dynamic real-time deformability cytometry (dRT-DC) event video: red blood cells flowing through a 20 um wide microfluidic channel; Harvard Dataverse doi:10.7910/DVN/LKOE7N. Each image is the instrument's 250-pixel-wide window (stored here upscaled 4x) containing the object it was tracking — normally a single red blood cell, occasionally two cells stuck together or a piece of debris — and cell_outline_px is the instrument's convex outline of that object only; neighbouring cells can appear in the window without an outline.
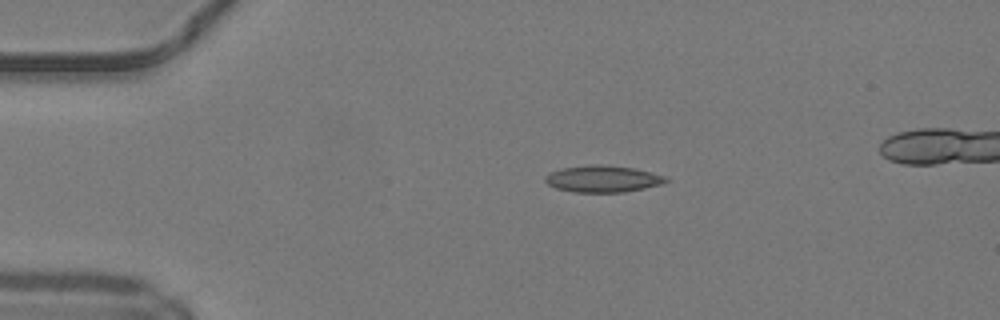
{"species": "common noctule bat (a hibernating species)", "species_latin": "Nyctalus noctula", "temperature_condition": "warm", "stored_images_in_passage": 38, "camera_frame_rate_fps": 3000, "um_per_image_px": 0.085, "animal": {"sex": "male", "body_mass_g": 19.2, "forearm_length_mm": 51.8}, "frame": {"image": 1, "passage_image": 1, "time_ms": 0.0, "image_size_px": [1000, 320], "cell_outline_px": [[668, 180], [660, 184], [644, 188], [624, 192], [572, 192], [556, 188], [548, 184], [544, 180], [544, 176], [548, 172], [560, 168], [588, 164], [604, 164], [636, 168], [668, 176]], "centroid_in_image_um": [51.21, 15.18], "position_along_channel_um": 33.8, "area_um2": 19.13}}
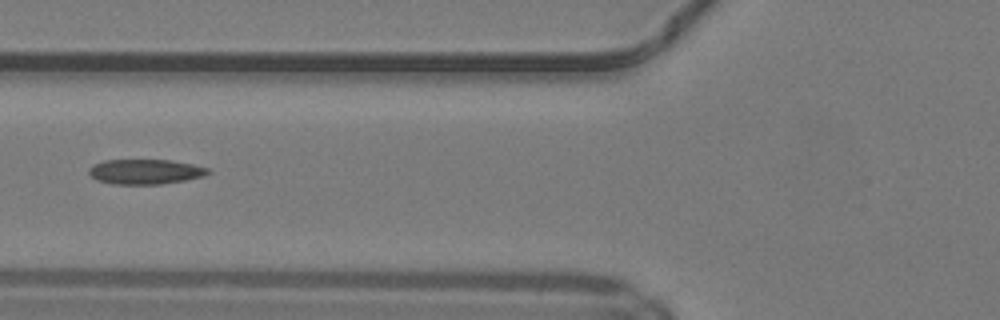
{"frame": {"image": 2, "passage_image": 10, "time_ms": 3.0, "image_size_px": [1000, 320], "cell_outline_px": [[212, 172], [204, 176], [184, 180], [160, 184], [112, 184], [96, 180], [88, 172], [88, 168], [92, 164], [104, 160], [172, 160], [192, 164], [208, 168]], "centroid_in_image_um": [12.33, 14.59], "position_along_channel_um": 113.5, "area_um2": 17.4}}
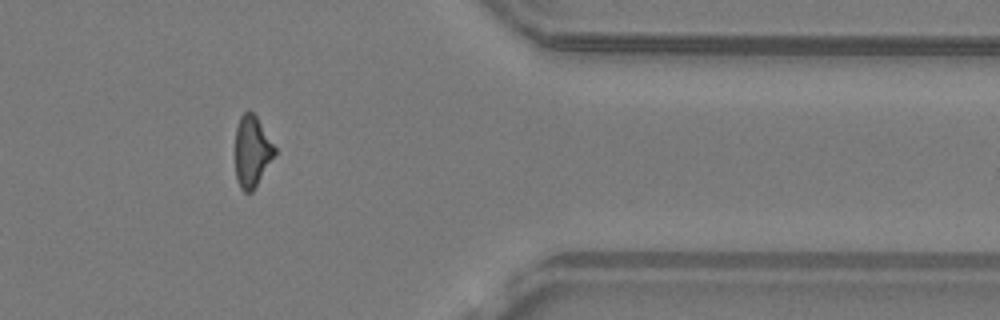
{"frame": {"image": 3, "passage_image": 31, "time_ms": 10.0, "image_size_px": [1000, 320], "cell_outline_px": [[276, 152], [252, 192], [244, 192], [240, 188], [236, 180], [236, 128], [240, 116], [248, 108], [256, 116], [276, 148]], "centroid_in_image_um": [21.4, 12.85], "position_along_channel_um": 390.0, "area_um2": 16.18}}